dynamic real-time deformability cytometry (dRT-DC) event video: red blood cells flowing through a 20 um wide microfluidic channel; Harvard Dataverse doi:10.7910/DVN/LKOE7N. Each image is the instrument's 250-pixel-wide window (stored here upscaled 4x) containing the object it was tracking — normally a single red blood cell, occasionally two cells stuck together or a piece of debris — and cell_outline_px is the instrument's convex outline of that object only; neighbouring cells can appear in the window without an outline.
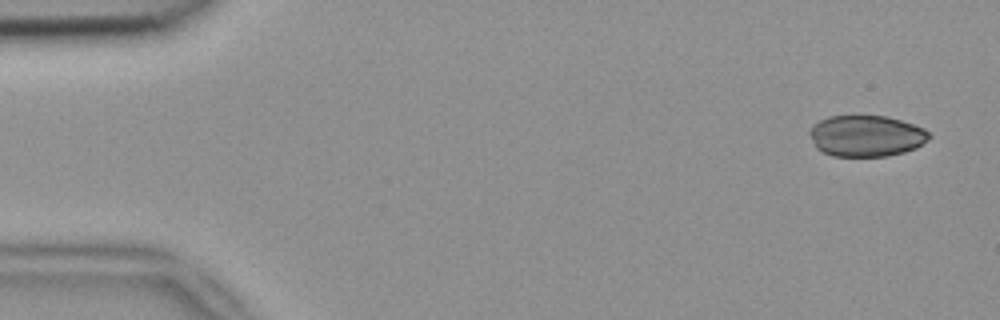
{"species": "common noctule bat (a hibernating species)", "species_latin": "Nyctalus noctula", "temperature_condition": "room temperature", "stored_images_in_passage": 5, "camera_frame_rate_fps": 3000, "um_per_image_px": 0.085, "animal": {"sex": "female", "body_mass_g": 18.4}, "frame": {"image": 1, "passage_image": 1, "time_ms": 0.0, "image_size_px": [1000, 320], "cell_outline_px": [[932, 136], [928, 140], [916, 148], [904, 152], [888, 156], [832, 156], [816, 148], [808, 132], [812, 124], [828, 116], [888, 116], [924, 128]], "centroid_in_image_um": [73.62, 11.55], "position_along_channel_um": 11.4, "area_um2": 28.84}}
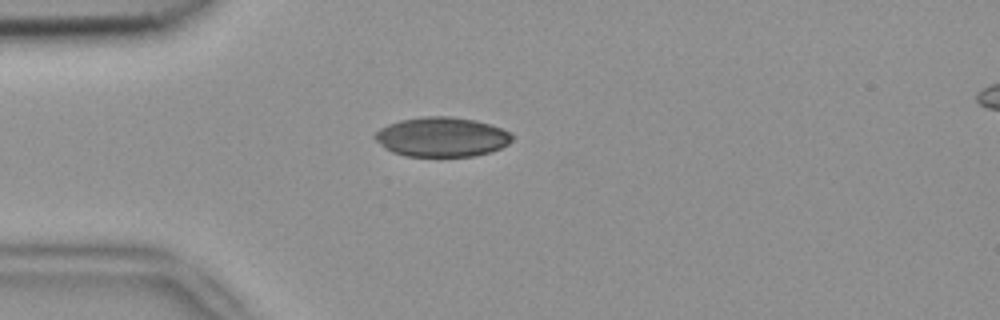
{"frame": {"image": 2, "passage_image": 4, "time_ms": 1.0, "image_size_px": [1000, 320], "cell_outline_px": [[516, 136], [508, 144], [500, 148], [488, 152], [472, 156], [404, 156], [392, 152], [384, 148], [372, 136], [380, 128], [388, 124], [400, 120], [424, 116], [448, 116], [476, 120], [512, 132]], "centroid_in_image_um": [37.55, 11.64], "position_along_channel_um": 47.5, "area_um2": 31.73}}